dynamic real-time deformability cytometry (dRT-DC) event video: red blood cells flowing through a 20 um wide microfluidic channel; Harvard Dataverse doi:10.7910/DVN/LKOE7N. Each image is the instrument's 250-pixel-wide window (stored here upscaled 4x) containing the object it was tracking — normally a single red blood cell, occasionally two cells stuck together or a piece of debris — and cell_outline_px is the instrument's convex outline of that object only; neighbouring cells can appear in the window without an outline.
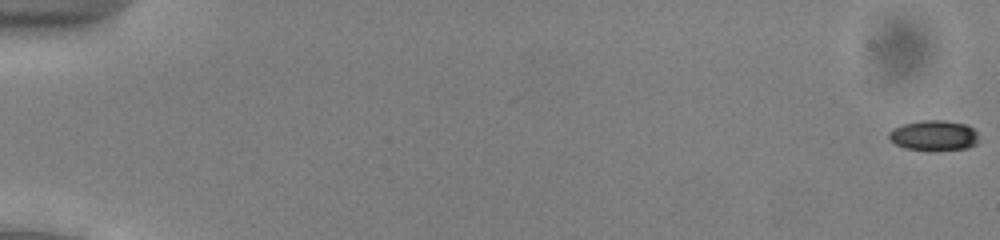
{"species": "common noctule bat (a hibernating species)", "species_latin": "Nyctalus noctula", "temperature_condition": "cold", "stored_images_in_passage": 18, "camera_frame_rate_fps": 3000, "um_per_image_px": 0.085, "animal": {"sex": "male", "body_mass_g": 13.0, "forearm_length_mm": 53.1}, "frame": {"image": 1, "passage_image": 1, "time_ms": 0.0, "image_size_px": [1000, 240], "cell_outline_px": [[976, 144], [968, 148], [904, 148], [896, 144], [888, 136], [888, 132], [892, 128], [904, 124], [920, 120], [944, 120], [968, 124], [976, 132]], "centroid_in_image_um": [79.36, 11.46], "position_along_channel_um": 5.6, "area_um2": 15.26}}
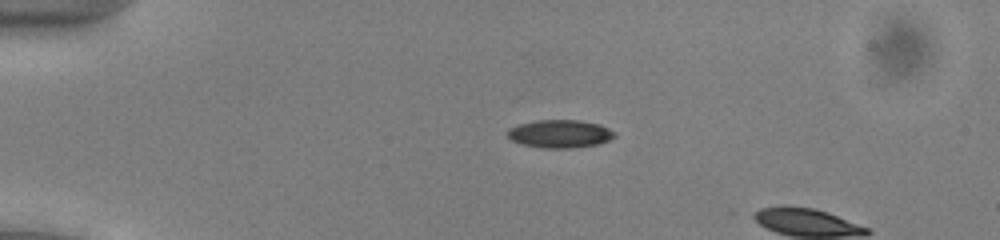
{"frame": {"image": 2, "passage_image": 14, "time_ms": 4.333, "image_size_px": [1000, 240], "cell_outline_px": [[616, 136], [608, 140], [596, 144], [572, 148], [544, 148], [520, 144], [512, 140], [508, 136], [508, 128], [520, 124], [536, 120], [580, 120], [600, 124], [616, 132]], "centroid_in_image_um": [47.6, 11.37], "position_along_channel_um": 37.4, "area_um2": 17.46}}